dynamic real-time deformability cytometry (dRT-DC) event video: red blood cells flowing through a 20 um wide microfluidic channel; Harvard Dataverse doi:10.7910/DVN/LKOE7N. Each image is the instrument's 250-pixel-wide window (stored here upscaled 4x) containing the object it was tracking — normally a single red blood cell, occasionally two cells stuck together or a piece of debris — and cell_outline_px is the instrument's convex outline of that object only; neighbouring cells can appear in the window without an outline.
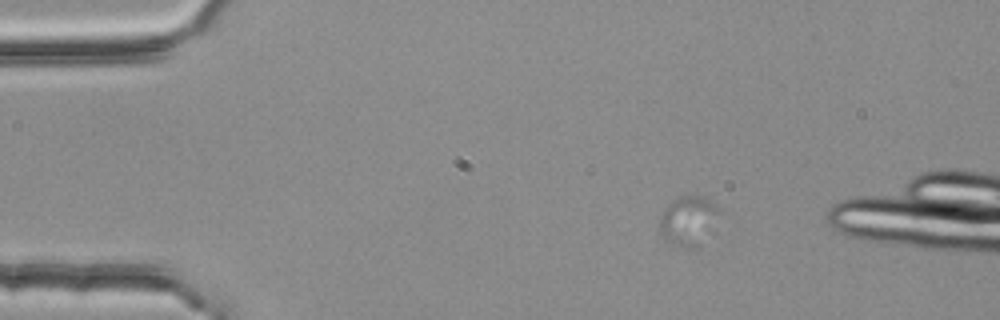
{"species": "common noctule bat (a hibernating species)", "species_latin": "Nyctalus noctula", "temperature_condition": "room temperature", "stored_images_in_passage": 6, "camera_frame_rate_fps": 3000, "um_per_image_px": 0.085, "animal": {"sex": "female", "body_mass_g": 25.1}, "frame": {"image": 1, "passage_image": 3, "time_ms": 0.667, "image_size_px": [1000, 320], "cell_outline_px": [[720, 212], [700, 248], [684, 248], [664, 240], [660, 232], [660, 220], [668, 204], [672, 200], [680, 196], [704, 196], [720, 208]], "centroid_in_image_um": [58.52, 18.78], "position_along_channel_um": 26.5, "area_um2": 17.11}}
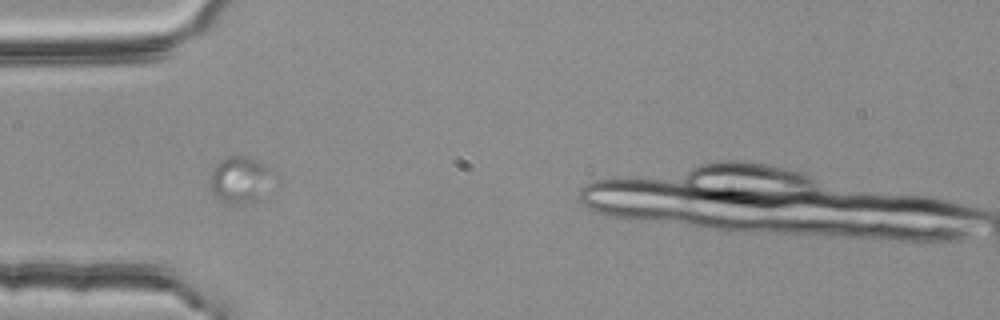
{"frame": {"image": 2, "passage_image": 4, "time_ms": 1.0, "image_size_px": [1000, 320], "cell_outline_px": [[268, 168], [256, 200], [232, 204], [224, 204], [212, 192], [212, 168], [224, 156], [248, 156], [256, 160]], "centroid_in_image_um": [20.2, 15.23], "position_along_channel_um": 64.8, "area_um2": 15.49}}